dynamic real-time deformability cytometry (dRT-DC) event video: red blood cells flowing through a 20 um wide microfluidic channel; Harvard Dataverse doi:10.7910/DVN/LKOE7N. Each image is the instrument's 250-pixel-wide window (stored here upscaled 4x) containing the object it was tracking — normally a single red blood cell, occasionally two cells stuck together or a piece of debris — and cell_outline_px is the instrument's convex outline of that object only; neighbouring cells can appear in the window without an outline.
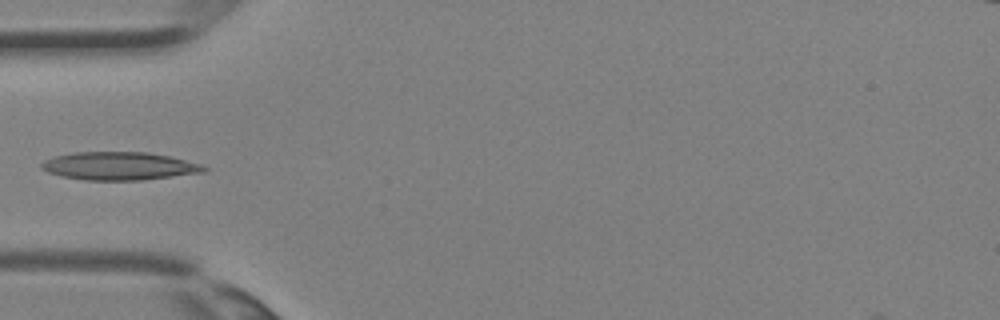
{"species": "Egyptian fruit bat (a non-hibernating species)", "species_latin": "Rousettus aegyptiacus", "temperature_condition": "room temperature", "stored_images_in_passage": 3, "camera_frame_rate_fps": 3000, "um_per_image_px": 0.085, "animal": {"sex": "female"}, "frame": {"image": 1, "passage_image": 3, "time_ms": 0.667, "image_size_px": [1000, 320], "cell_outline_px": [[208, 168], [204, 172], [140, 180], [84, 180], [60, 176], [48, 172], [40, 168], [40, 164], [44, 160], [56, 156], [76, 152], [148, 152], [168, 156], [200, 164]], "centroid_in_image_um": [10.09, 14.11], "position_along_channel_um": 74.9, "area_um2": 26.36}}